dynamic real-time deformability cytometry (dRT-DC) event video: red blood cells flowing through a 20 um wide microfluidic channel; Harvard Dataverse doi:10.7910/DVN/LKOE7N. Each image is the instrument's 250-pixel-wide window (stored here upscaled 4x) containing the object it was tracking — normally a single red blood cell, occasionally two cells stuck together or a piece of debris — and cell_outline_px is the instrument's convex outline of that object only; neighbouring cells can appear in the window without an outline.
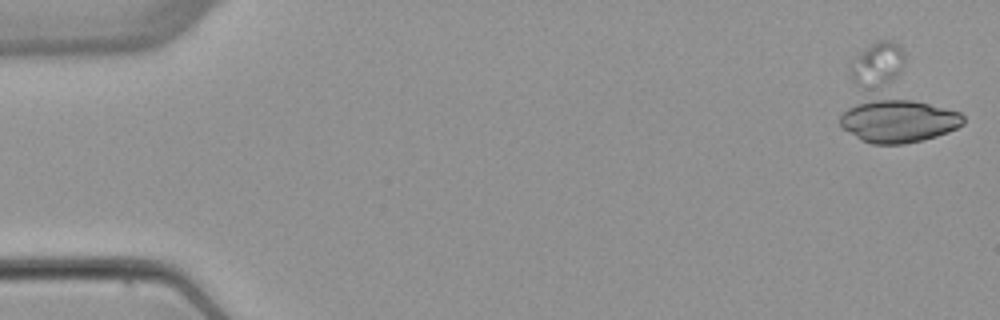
{"species": "common noctule bat (a hibernating species)", "species_latin": "Nyctalus noctula", "temperature_condition": "warm", "stored_images_in_passage": 5, "camera_frame_rate_fps": 3000, "um_per_image_px": 0.085, "animal": {"sex": "female", "body_mass_g": 22.7, "forearm_length_mm": 54.2}, "frame": {"image": 1, "passage_image": 1, "time_ms": 0.0, "image_size_px": [1000, 320], "cell_outline_px": [[964, 124], [948, 132], [936, 136], [904, 144], [872, 144], [860, 140], [844, 128], [840, 124], [840, 116], [848, 108], [864, 96], [892, 96], [912, 100], [960, 112], [964, 116]], "centroid_in_image_um": [76.3, 10.22], "position_along_channel_um": 8.7, "area_um2": 31.62}}